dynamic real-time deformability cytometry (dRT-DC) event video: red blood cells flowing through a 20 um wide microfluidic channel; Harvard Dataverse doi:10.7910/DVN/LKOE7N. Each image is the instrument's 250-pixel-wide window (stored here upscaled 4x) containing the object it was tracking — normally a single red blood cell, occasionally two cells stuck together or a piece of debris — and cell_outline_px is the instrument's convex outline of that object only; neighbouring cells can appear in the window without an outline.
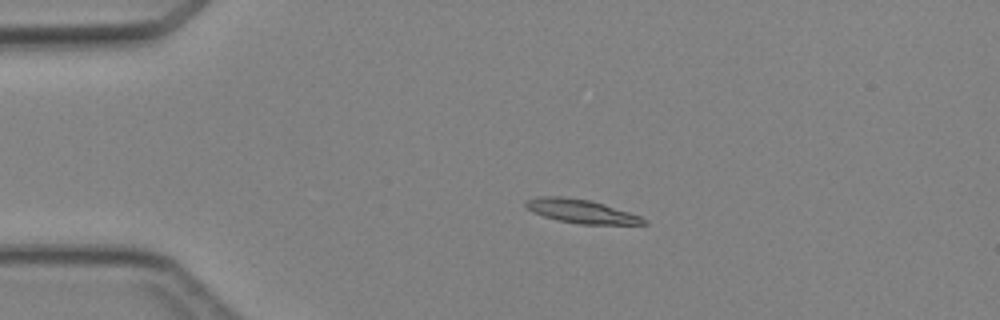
{"species": "Egyptian fruit bat (a non-hibernating species)", "species_latin": "Rousettus aegyptiacus", "temperature_condition": "cold", "stored_images_in_passage": 2, "camera_frame_rate_fps": 3000, "um_per_image_px": 0.085, "animal": {"sex": "female"}, "frame": {"image": 1, "passage_image": 1, "time_ms": 0.0, "image_size_px": [1000, 320], "cell_outline_px": [[648, 224], [580, 224], [556, 220], [544, 216], [528, 208], [524, 204], [524, 200], [536, 196], [564, 196], [588, 200], [604, 204], [640, 216], [648, 220]], "centroid_in_image_um": [49.38, 17.95], "position_along_channel_um": 35.6, "area_um2": 16.18}}